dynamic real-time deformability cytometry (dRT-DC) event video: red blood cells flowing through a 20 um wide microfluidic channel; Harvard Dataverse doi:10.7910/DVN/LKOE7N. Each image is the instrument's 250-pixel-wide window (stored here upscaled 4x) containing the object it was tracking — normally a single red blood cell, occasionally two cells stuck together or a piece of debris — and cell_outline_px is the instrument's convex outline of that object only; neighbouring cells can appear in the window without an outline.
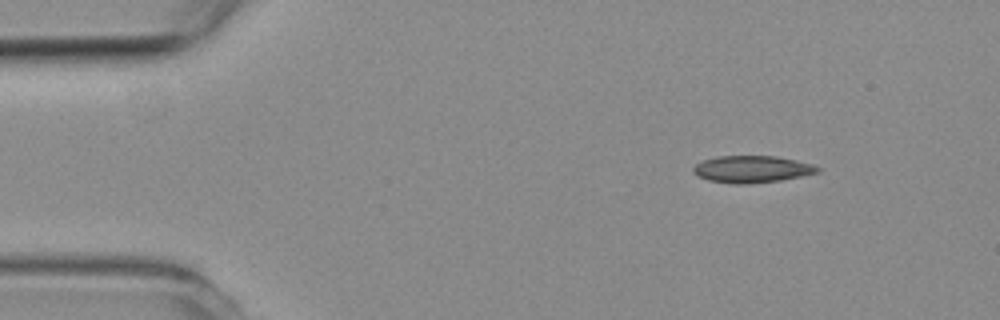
{"species": "common noctule bat (a hibernating species)", "species_latin": "Nyctalus noctula", "temperature_condition": "room temperature", "stored_images_in_passage": 9, "camera_frame_rate_fps": 3000, "um_per_image_px": 0.085, "animal": {"sex": "female", "body_mass_g": 19.3, "forearm_length_mm": 54.1}, "frame": {"image": 1, "passage_image": 1, "time_ms": 0.0, "image_size_px": [1000, 320], "cell_outline_px": [[820, 172], [780, 180], [744, 184], [732, 184], [708, 180], [696, 176], [692, 172], [692, 168], [696, 164], [704, 160], [716, 156], [776, 156], [796, 160], [812, 164], [820, 168]], "centroid_in_image_um": [63.88, 14.38], "position_along_channel_um": 21.1, "area_um2": 19.54}}
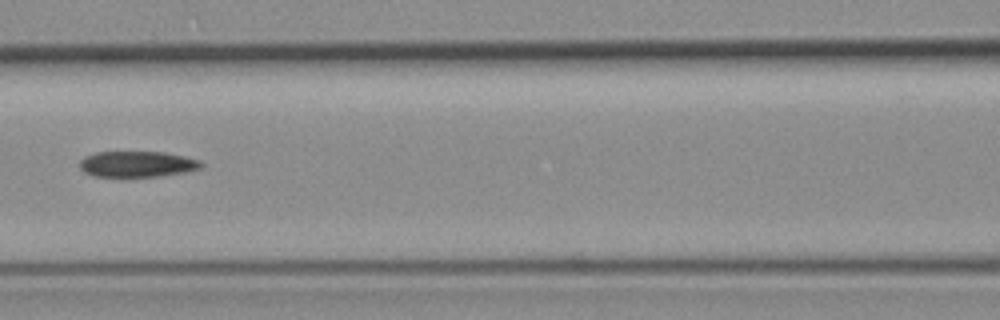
{"frame": {"image": 2, "passage_image": 6, "time_ms": 5.667, "image_size_px": [1000, 320], "cell_outline_px": [[204, 164], [200, 168], [192, 172], [160, 176], [124, 180], [92, 176], [84, 172], [80, 168], [80, 160], [84, 156], [96, 152], [164, 152], [184, 156], [200, 160]], "centroid_in_image_um": [11.65, 14.01], "position_along_channel_um": 155.0, "area_um2": 19.48}}
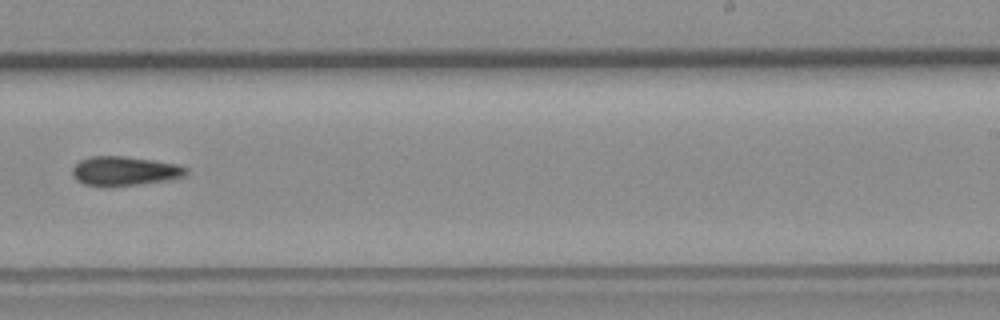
{"frame": {"image": 3, "passage_image": 9, "time_ms": 9.0, "image_size_px": [1000, 320], "cell_outline_px": [[188, 172], [184, 176], [168, 180], [144, 184], [84, 184], [76, 180], [72, 176], [72, 168], [80, 160], [88, 156], [124, 156], [152, 160], [176, 164], [188, 168]], "centroid_in_image_um": [10.6, 14.5], "position_along_channel_um": 278.4, "area_um2": 18.96}}